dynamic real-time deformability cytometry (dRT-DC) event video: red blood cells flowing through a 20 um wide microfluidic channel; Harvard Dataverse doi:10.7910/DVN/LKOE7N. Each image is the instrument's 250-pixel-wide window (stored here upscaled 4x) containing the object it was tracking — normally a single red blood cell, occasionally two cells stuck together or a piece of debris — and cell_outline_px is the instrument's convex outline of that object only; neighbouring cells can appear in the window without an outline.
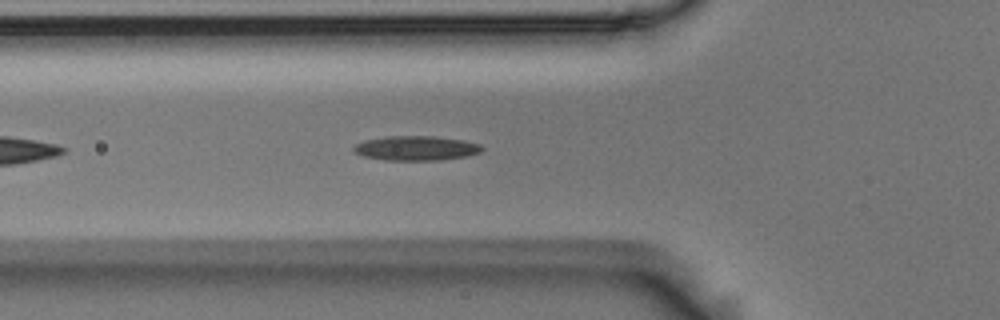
{"species": "Egyptian fruit bat (a non-hibernating species)", "species_latin": "Rousettus aegyptiacus", "temperature_condition": "room temperature", "stored_images_in_passage": 42, "camera_frame_rate_fps": 3000, "um_per_image_px": 0.085, "animal": {"sex": "male"}, "frame": {"image": 1, "passage_image": 7, "time_ms": 2.0, "image_size_px": [1000, 320], "cell_outline_px": [[484, 148], [480, 152], [464, 156], [444, 160], [384, 160], [364, 156], [352, 152], [352, 148], [356, 144], [364, 140], [384, 136], [436, 136], [464, 140], [480, 144]], "centroid_in_image_um": [35.34, 12.59], "position_along_channel_um": 90.5, "area_um2": 18.5}}
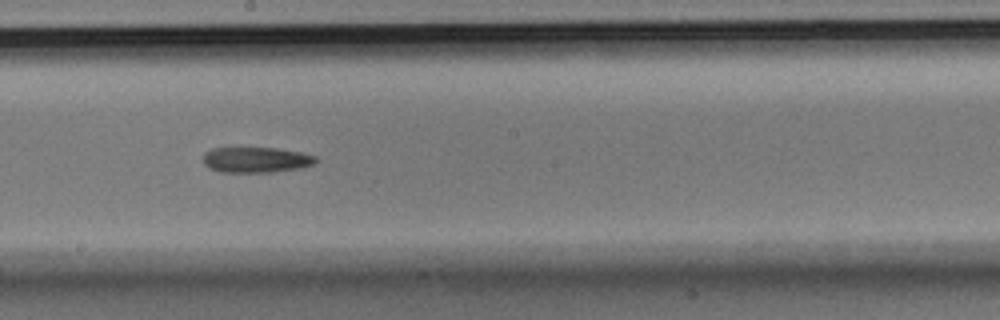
{"frame": {"image": 2, "passage_image": 18, "time_ms": 5.667, "image_size_px": [1000, 320], "cell_outline_px": [[320, 160], [312, 164], [300, 168], [272, 172], [220, 172], [208, 168], [204, 164], [204, 152], [212, 148], [276, 148], [300, 152], [316, 156]], "centroid_in_image_um": [21.76, 13.58], "position_along_channel_um": 226.4, "area_um2": 16.82}}
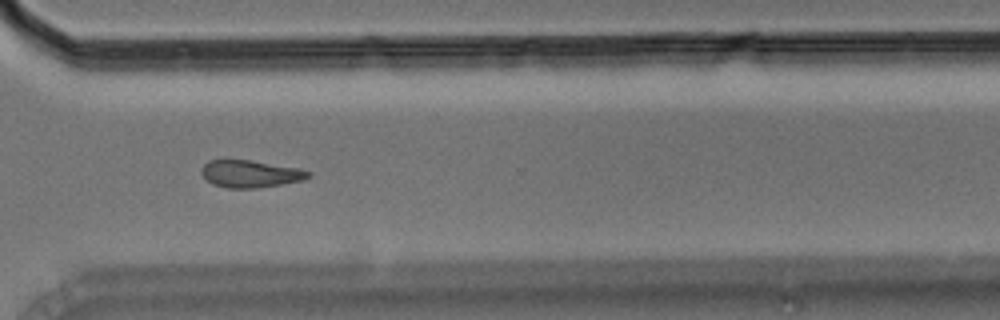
{"frame": {"image": 3, "passage_image": 28, "time_ms": 9.0, "image_size_px": [1000, 320], "cell_outline_px": [[312, 176], [304, 180], [256, 188], [228, 188], [212, 184], [200, 172], [200, 168], [208, 160], [224, 156], [252, 160], [300, 168], [312, 172]], "centroid_in_image_um": [21.24, 14.72], "position_along_channel_um": 349.4, "area_um2": 17.74}}